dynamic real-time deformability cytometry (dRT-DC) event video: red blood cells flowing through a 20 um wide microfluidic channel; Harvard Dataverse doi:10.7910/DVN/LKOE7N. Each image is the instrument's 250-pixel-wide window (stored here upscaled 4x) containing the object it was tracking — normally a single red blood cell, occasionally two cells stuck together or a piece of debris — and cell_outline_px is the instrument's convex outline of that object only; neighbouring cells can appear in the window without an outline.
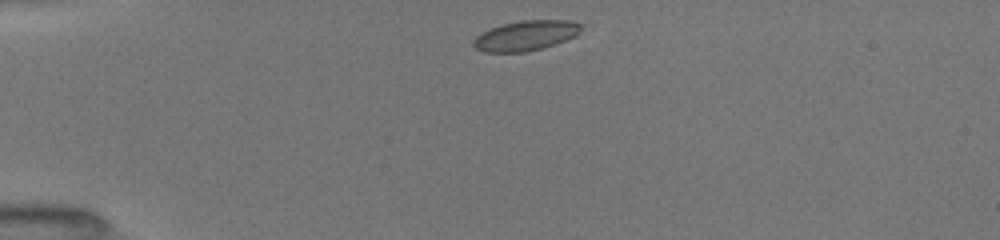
{"species": "common noctule bat (a hibernating species)", "species_latin": "Nyctalus noctula", "temperature_condition": "room temperature", "stored_images_in_passage": 5, "camera_frame_rate_fps": 3000, "um_per_image_px": 0.085, "animal": {"sex": "female", "body_mass_g": 19.5, "forearm_length_mm": 54.1}, "frame": {"image": 1, "passage_image": 1, "time_ms": 0.0, "image_size_px": [1000, 240], "cell_outline_px": [[584, 24], [576, 36], [540, 48], [524, 52], [484, 52], [476, 48], [472, 44], [472, 40], [480, 32], [504, 24], [520, 20], [572, 20]], "centroid_in_image_um": [44.68, 3.01], "position_along_channel_um": 40.3, "area_um2": 18.79}}